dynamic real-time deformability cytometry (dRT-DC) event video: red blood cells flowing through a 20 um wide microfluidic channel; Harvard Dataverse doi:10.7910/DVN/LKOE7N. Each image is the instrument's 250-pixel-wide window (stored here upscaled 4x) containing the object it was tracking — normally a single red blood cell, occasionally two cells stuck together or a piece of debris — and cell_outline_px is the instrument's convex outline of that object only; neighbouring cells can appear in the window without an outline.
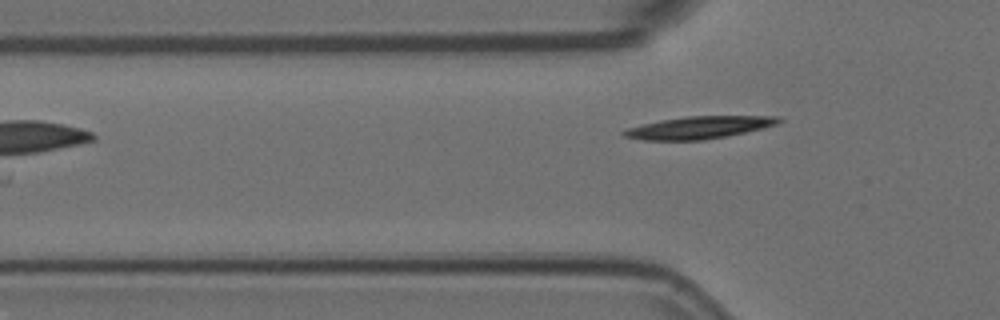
{"species": "Egyptian fruit bat (a non-hibernating species)", "species_latin": "Rousettus aegyptiacus", "temperature_condition": "room temperature", "stored_images_in_passage": 6, "segment_of_instrument_passage": [2, 2], "camera_frame_rate_fps": 3000, "um_per_image_px": 0.085, "animal": {"sex": "female"}, "frame": {"image": 1, "passage_image": 6, "time_ms": 1.667, "image_size_px": [1000, 320], "cell_outline_px": [[784, 120], [776, 124], [764, 128], [704, 140], [644, 140], [624, 136], [620, 132], [628, 128], [660, 120], [684, 116], [780, 116]], "centroid_in_image_um": [59.43, 10.83], "position_along_channel_um": 66.4, "area_um2": 20.06}}